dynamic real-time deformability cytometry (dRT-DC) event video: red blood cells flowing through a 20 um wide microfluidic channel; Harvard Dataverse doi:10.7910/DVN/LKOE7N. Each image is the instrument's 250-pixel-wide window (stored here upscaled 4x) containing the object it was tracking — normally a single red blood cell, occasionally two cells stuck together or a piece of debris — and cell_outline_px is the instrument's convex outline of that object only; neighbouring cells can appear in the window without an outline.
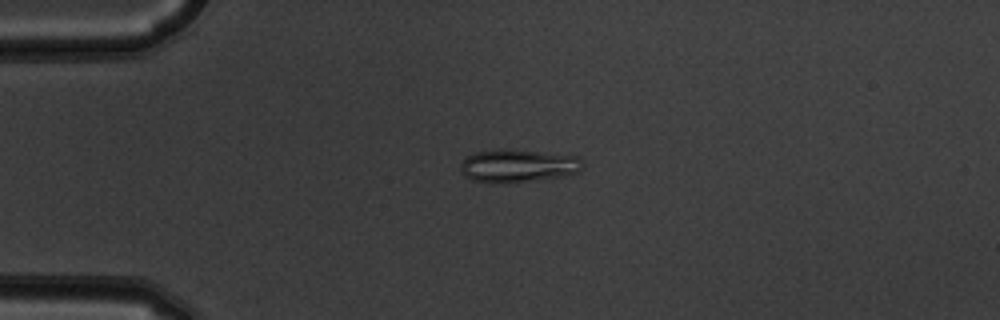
{"species": "common noctule bat (a hibernating species)", "species_latin": "Nyctalus noctula", "temperature_condition": "warm", "stored_images_in_passage": 5, "camera_frame_rate_fps": 3000, "um_per_image_px": 0.085, "animal": {"sex": "male", "body_mass_g": 19.5, "forearm_length_mm": 54.6}, "frame": {"image": 1, "passage_image": 4, "time_ms": 1.0, "image_size_px": [1000, 320], "cell_outline_px": [[584, 168], [580, 172], [564, 176], [504, 184], [472, 180], [464, 176], [460, 172], [460, 164], [464, 156], [476, 152], [536, 152], [576, 156], [580, 160]], "centroid_in_image_um": [44.01, 14.15], "position_along_channel_um": 41.0, "area_um2": 22.77}}